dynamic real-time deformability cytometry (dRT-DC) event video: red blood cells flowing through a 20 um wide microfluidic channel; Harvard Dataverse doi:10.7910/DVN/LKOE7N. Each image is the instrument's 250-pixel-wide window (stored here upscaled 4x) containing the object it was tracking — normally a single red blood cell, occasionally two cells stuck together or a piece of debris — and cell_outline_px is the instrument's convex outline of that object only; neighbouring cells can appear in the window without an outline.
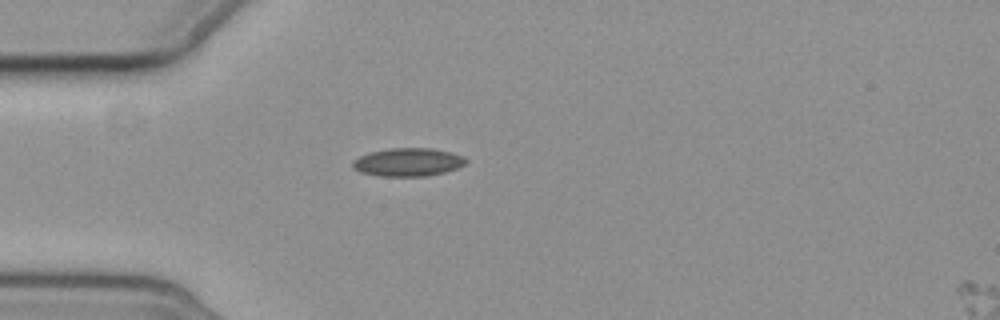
{"species": "common noctule bat (a hibernating species)", "species_latin": "Nyctalus noctula", "temperature_condition": "cold", "stored_images_in_passage": 1, "camera_frame_rate_fps": 3000, "um_per_image_px": 0.085, "animal": {"sex": "female", "body_mass_g": 19.3, "forearm_length_mm": 54.1}, "frame": {"image": 1, "passage_image": 1, "time_ms": 0.0, "image_size_px": [1000, 320], "cell_outline_px": [[468, 160], [464, 164], [456, 168], [444, 172], [424, 176], [380, 176], [360, 172], [352, 168], [352, 160], [368, 152], [388, 148], [432, 148], [452, 152], [464, 156]], "centroid_in_image_um": [34.65, 13.77], "position_along_channel_um": 50.3, "area_um2": 18.73}}